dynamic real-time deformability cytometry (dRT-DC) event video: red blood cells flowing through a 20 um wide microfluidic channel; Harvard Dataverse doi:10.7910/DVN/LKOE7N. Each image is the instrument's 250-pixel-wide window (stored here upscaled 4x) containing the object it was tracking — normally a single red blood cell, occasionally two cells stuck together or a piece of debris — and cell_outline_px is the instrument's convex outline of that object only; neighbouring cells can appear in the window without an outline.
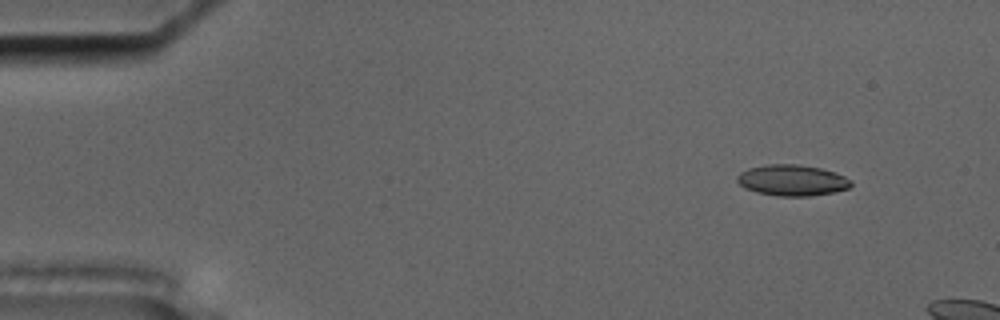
{"species": "common noctule bat (a hibernating species)", "species_latin": "Nyctalus noctula", "temperature_condition": "cold", "stored_images_in_passage": 13, "camera_frame_rate_fps": 3000, "um_per_image_px": 0.085, "animal": {"sex": "male", "body_mass_g": 17.5, "forearm_length_mm": 52.3}, "frame": {"image": 1, "passage_image": 6, "time_ms": 1.667, "image_size_px": [1000, 320], "cell_outline_px": [[852, 184], [848, 188], [832, 192], [812, 196], [780, 196], [756, 192], [744, 188], [736, 180], [736, 176], [740, 172], [748, 168], [764, 164], [796, 164], [820, 168], [836, 172], [852, 180]], "centroid_in_image_um": [67.31, 15.32], "position_along_channel_um": 17.7, "area_um2": 20.69}}